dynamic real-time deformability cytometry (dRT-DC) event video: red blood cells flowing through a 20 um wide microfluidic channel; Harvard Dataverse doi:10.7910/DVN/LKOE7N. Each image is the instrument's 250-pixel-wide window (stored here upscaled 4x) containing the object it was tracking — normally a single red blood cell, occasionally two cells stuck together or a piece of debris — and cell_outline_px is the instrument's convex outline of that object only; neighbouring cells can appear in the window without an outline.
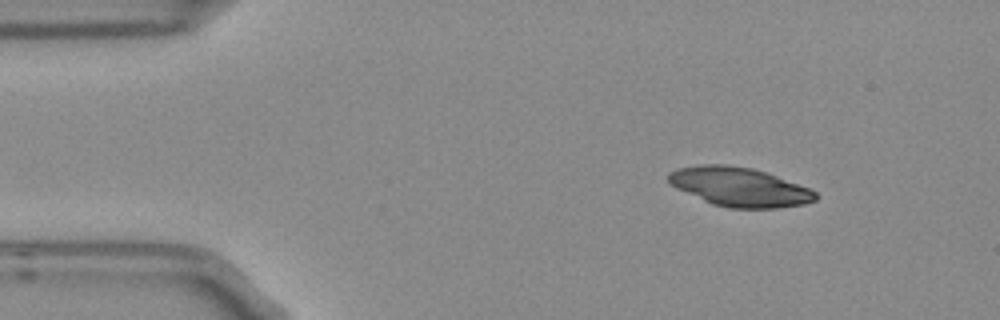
{"species": "Egyptian fruit bat (a non-hibernating species)", "species_latin": "Rousettus aegyptiacus", "temperature_condition": "room temperature", "stored_images_in_passage": 3, "camera_frame_rate_fps": 3000, "um_per_image_px": 0.085, "frame": {"image": 1, "passage_image": 1, "time_ms": 0.0, "image_size_px": [1000, 320], "cell_outline_px": [[816, 200], [804, 204], [776, 208], [728, 208], [712, 204], [676, 188], [668, 184], [668, 172], [676, 168], [700, 164], [728, 164], [752, 168], [776, 176], [808, 188], [816, 192]], "centroid_in_image_um": [62.79, 15.88], "position_along_channel_um": 22.2, "area_um2": 33.41}}